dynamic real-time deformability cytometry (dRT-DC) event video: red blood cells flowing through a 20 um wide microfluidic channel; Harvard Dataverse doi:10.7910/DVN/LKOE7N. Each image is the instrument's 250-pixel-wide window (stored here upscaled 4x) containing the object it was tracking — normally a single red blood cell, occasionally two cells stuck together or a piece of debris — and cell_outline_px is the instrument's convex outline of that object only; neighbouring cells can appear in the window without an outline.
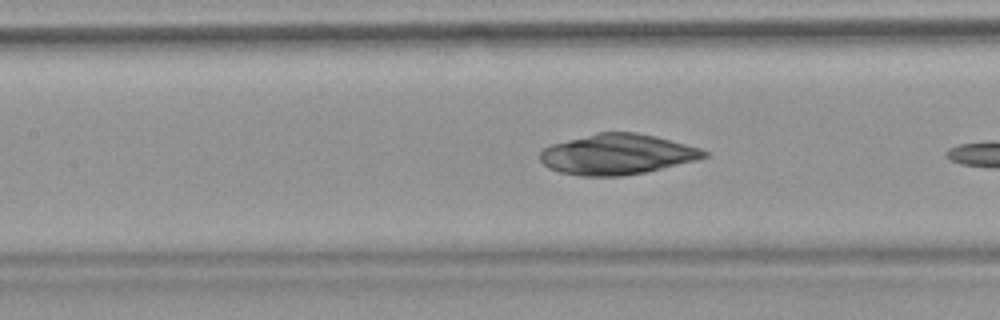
{"species": "common noctule bat (a hibernating species)", "species_latin": "Nyctalus noctula", "temperature_condition": "warm", "stored_images_in_passage": 9, "camera_frame_rate_fps": 3000, "um_per_image_px": 0.085, "animal": {"sex": "female", "body_mass_g": 18.4}, "frame": {"image": 1, "passage_image": 7, "time_ms": 2.0, "image_size_px": [1000, 320], "cell_outline_px": [[708, 156], [696, 160], [644, 172], [620, 176], [580, 176], [560, 172], [548, 168], [540, 160], [540, 152], [544, 148], [552, 144], [596, 132], [636, 132], [656, 136], [700, 148], [708, 152]], "centroid_in_image_um": [52.44, 13.11], "position_along_channel_um": 155.0, "area_um2": 38.49}}